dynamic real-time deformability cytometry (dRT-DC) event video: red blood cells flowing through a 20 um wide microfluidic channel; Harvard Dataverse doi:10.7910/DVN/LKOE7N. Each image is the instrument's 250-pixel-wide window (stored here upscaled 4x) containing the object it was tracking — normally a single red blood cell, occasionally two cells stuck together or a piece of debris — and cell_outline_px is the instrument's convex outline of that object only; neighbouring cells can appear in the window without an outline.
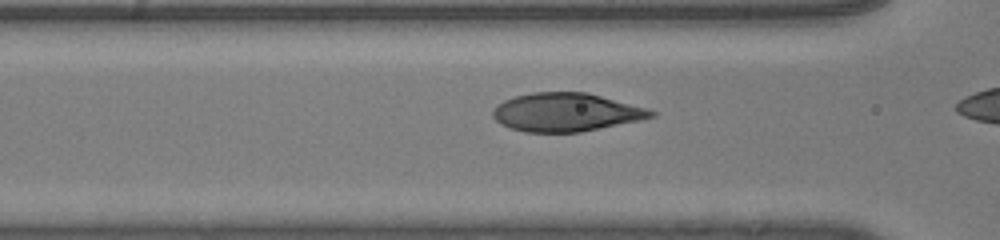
{"species": "human", "species_latin": "Homo sapiens", "temperature_condition": "room temperature", "stored_images_in_passage": 24, "camera_frame_rate_fps": 3000, "um_per_image_px": 0.085, "donor": {"sex": "male"}, "frame": {"image": 1, "passage_image": 22, "time_ms": 7.0, "image_size_px": [1000, 240], "cell_outline_px": [[656, 116], [640, 120], [580, 132], [524, 132], [508, 128], [500, 124], [492, 116], [492, 108], [496, 104], [504, 100], [516, 96], [532, 92], [588, 92], [648, 108], [656, 112]], "centroid_in_image_um": [48.09, 9.54], "position_along_channel_um": 118.5, "area_um2": 35.66}}